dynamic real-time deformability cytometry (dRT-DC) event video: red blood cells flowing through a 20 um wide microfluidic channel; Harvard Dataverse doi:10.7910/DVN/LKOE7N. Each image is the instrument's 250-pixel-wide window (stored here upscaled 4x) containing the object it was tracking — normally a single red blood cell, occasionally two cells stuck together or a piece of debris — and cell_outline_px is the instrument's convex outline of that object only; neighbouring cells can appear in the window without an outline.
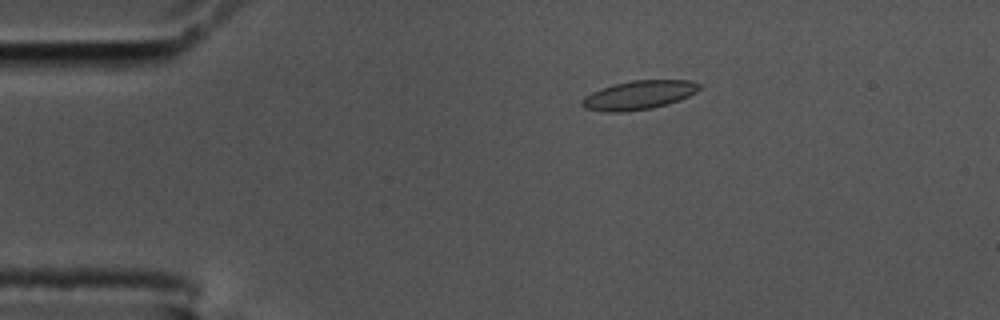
{"species": "common noctule bat (a hibernating species)", "species_latin": "Nyctalus noctula", "temperature_condition": "cold", "stored_images_in_passage": 58, "camera_frame_rate_fps": 3000, "um_per_image_px": 0.085, "animal": {"sex": "male", "body_mass_g": 17.5, "forearm_length_mm": 52.3}, "frame": {"image": 1, "passage_image": 11, "time_ms": 3.333, "image_size_px": [1000, 320], "cell_outline_px": [[700, 88], [696, 92], [680, 100], [668, 104], [652, 108], [628, 112], [604, 112], [584, 108], [580, 104], [580, 100], [584, 96], [600, 88], [612, 84], [632, 80], [692, 80], [700, 84]], "centroid_in_image_um": [54.26, 8.08], "position_along_channel_um": 30.7, "area_um2": 20.06}}
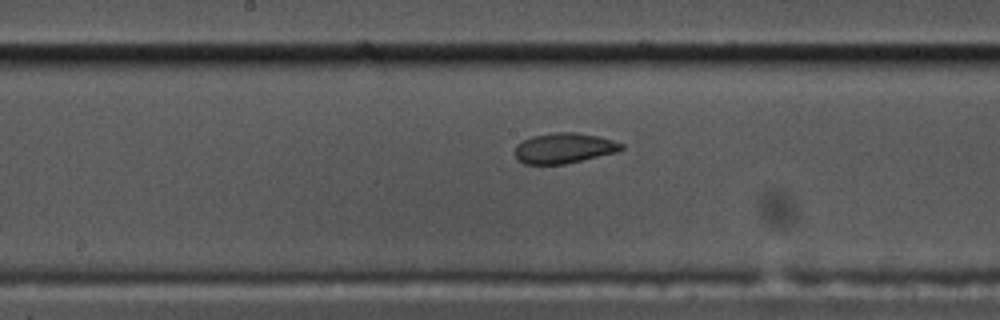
{"frame": {"image": 2, "passage_image": 30, "time_ms": 9.667, "image_size_px": [1000, 320], "cell_outline_px": [[624, 148], [620, 152], [564, 164], [524, 164], [516, 160], [516, 144], [532, 136], [556, 132], [576, 132], [596, 136], [612, 140], [624, 144]], "centroid_in_image_um": [47.96, 12.6], "position_along_channel_um": 200.2, "area_um2": 18.9}}
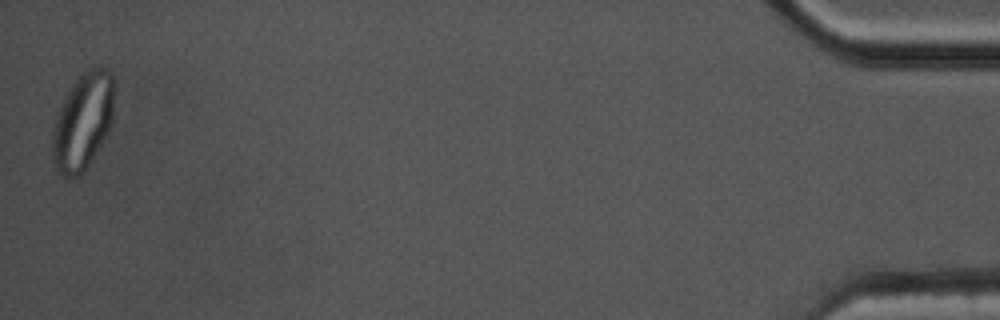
{"frame": {"image": 3, "passage_image": 58, "time_ms": 19.0, "image_size_px": [1000, 320], "cell_outline_px": [[112, 124], [108, 132], [92, 160], [84, 172], [80, 176], [64, 176], [56, 172], [52, 164], [52, 132], [56, 116], [64, 96], [68, 88], [88, 68], [108, 68], [112, 72]], "centroid_in_image_um": [7.0, 10.36], "position_along_channel_um": 428.2, "area_um2": 34.97}, "authors_computed_cell_mechanics": {"area_um2": 19.3052, "velocity_mm_per_s": 3.4445, "shape_relaxation_time_tau1_ms": null, "shape_relaxation_time_tau2_ms": 1.3873, "deformation_change_tau1": null, "deformation_change_tau2": 0.0564}}